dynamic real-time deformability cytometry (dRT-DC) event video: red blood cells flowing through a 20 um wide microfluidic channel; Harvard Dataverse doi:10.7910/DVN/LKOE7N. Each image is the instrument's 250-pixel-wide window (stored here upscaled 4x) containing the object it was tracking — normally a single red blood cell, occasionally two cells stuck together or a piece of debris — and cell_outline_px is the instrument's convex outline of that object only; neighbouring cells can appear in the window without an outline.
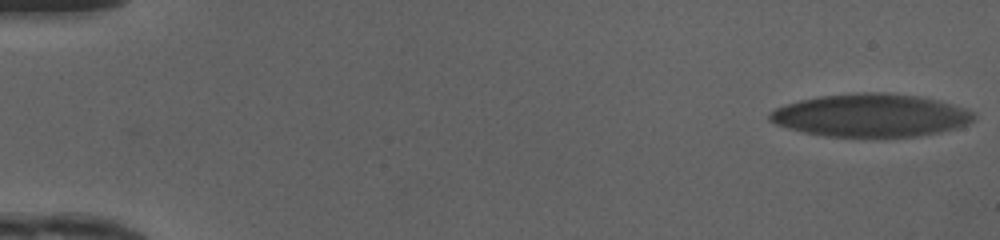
{"species": "human", "species_latin": "Homo sapiens", "temperature_condition": "cold", "stored_images_in_passage": 55, "camera_frame_rate_fps": 3000, "um_per_image_px": 0.085, "donor": {"sex": "female"}, "frame": {"image": 1, "passage_image": 1, "time_ms": 0.0, "image_size_px": [1000, 240], "cell_outline_px": [[976, 116], [972, 120], [960, 128], [940, 132], [916, 136], [824, 136], [804, 132], [788, 128], [776, 124], [768, 120], [768, 112], [776, 108], [800, 100], [820, 96], [864, 92], [884, 92], [920, 96], [940, 100], [968, 108], [976, 112]], "centroid_in_image_um": [74.07, 9.79], "position_along_channel_um": 10.9, "area_um2": 51.21}}
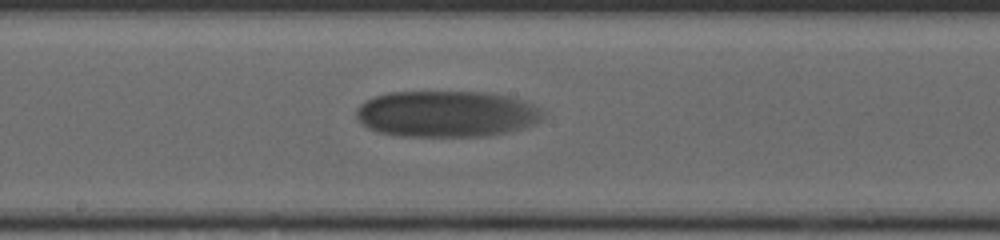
{"frame": {"image": 2, "passage_image": 31, "time_ms": 10.0, "image_size_px": [1000, 240], "cell_outline_px": [[544, 116], [536, 124], [524, 128], [484, 136], [400, 136], [380, 132], [368, 128], [356, 116], [356, 108], [360, 104], [376, 96], [388, 92], [488, 92], [508, 96], [524, 100], [540, 108], [544, 112]], "centroid_in_image_um": [37.99, 9.67], "position_along_channel_um": 210.2, "area_um2": 50.4}}
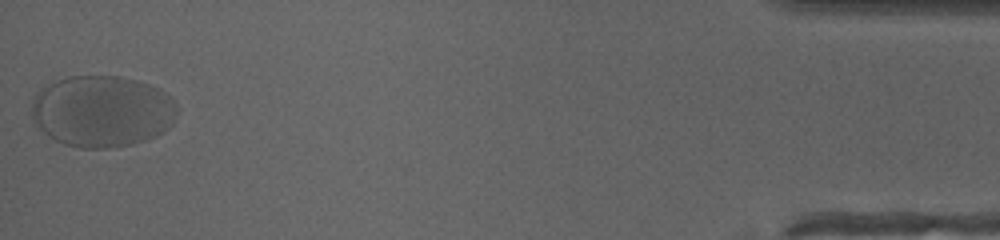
{"frame": {"image": 3, "passage_image": 55, "time_ms": 18.0, "image_size_px": [1000, 240], "cell_outline_px": [[180, 108], [172, 124], [164, 132], [156, 136], [132, 144], [108, 148], [80, 148], [64, 144], [48, 136], [36, 124], [32, 116], [32, 100], [36, 92], [40, 88], [68, 76], [120, 76], [136, 80], [148, 84], [164, 92]], "centroid_in_image_um": [8.68, 9.46], "position_along_channel_um": 426.5, "area_um2": 60.81}}